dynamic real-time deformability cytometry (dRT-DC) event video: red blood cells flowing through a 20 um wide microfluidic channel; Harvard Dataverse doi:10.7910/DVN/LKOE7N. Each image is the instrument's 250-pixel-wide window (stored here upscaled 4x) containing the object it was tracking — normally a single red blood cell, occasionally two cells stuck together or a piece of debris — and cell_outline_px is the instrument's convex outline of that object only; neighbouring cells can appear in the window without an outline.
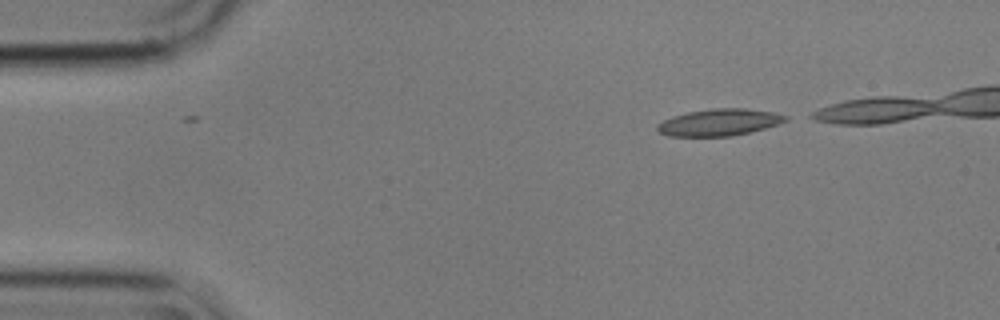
{"species": "common noctule bat (a hibernating species)", "species_latin": "Nyctalus noctula", "temperature_condition": "cold", "stored_images_in_passage": 2, "camera_frame_rate_fps": 3000, "um_per_image_px": 0.085, "animal": {"sex": "male", "body_mass_g": 17.9}, "frame": {"image": 1, "passage_image": 1, "time_ms": 0.0, "image_size_px": [1000, 320], "cell_outline_px": [[788, 120], [780, 124], [732, 136], [668, 136], [660, 132], [656, 128], [656, 124], [672, 116], [688, 112], [716, 108], [744, 108], [772, 112], [788, 116]], "centroid_in_image_um": [61.13, 10.4], "position_along_channel_um": 23.9, "area_um2": 19.94}}